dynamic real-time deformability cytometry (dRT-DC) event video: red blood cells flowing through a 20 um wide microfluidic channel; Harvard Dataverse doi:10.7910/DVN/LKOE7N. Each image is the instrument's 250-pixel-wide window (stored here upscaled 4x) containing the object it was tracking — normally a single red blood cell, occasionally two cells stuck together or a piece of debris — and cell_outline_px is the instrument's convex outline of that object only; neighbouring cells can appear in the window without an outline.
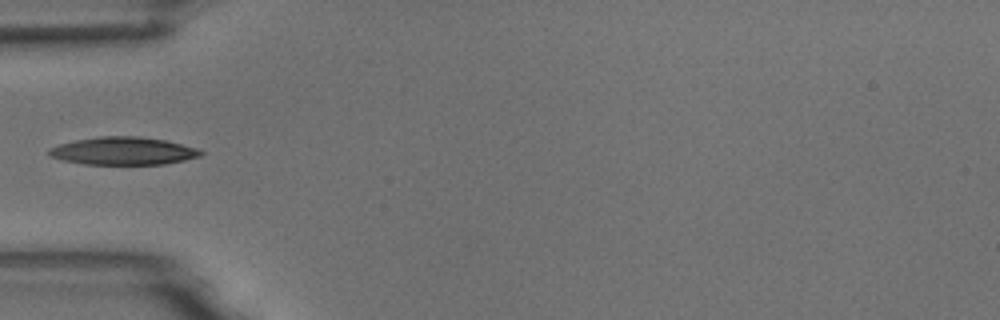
{"species": "common noctule bat (a hibernating species)", "species_latin": "Nyctalus noctula", "temperature_condition": "room temperature", "stored_images_in_passage": 6, "camera_frame_rate_fps": 3000, "um_per_image_px": 0.085, "animal": {"sex": "male", "body_mass_g": 18.8}, "frame": {"image": 1, "passage_image": 6, "time_ms": 5.667, "image_size_px": [1000, 320], "cell_outline_px": [[204, 152], [200, 156], [184, 160], [164, 164], [84, 164], [64, 160], [52, 156], [48, 152], [48, 148], [60, 144], [76, 140], [100, 136], [140, 136], [164, 140], [196, 148]], "centroid_in_image_um": [10.48, 12.83], "position_along_channel_um": 74.5, "area_um2": 24.28}}